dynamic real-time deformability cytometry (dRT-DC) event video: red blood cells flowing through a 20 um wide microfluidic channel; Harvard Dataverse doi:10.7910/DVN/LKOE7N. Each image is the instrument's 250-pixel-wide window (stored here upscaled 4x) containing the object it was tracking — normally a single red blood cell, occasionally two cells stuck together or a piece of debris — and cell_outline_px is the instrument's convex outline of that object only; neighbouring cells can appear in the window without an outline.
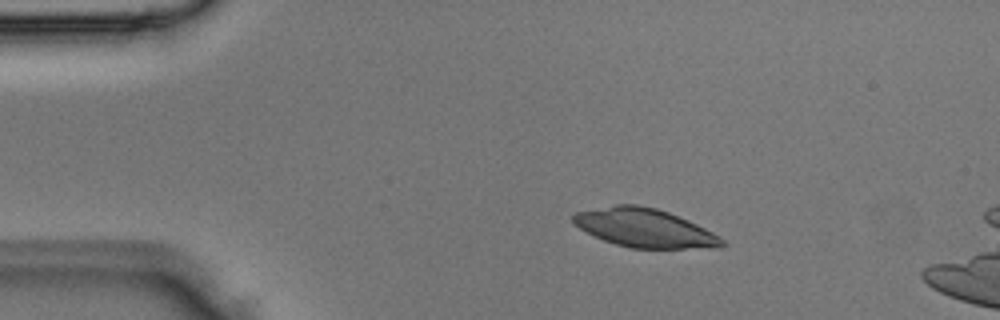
{"species": "Egyptian fruit bat (a non-hibernating species)", "species_latin": "Rousettus aegyptiacus", "temperature_condition": "room temperature", "stored_images_in_passage": 4, "camera_frame_rate_fps": 3000, "um_per_image_px": 0.085, "animal": {"sex": "male"}, "frame": {"image": 1, "passage_image": 2, "time_ms": 0.333, "image_size_px": [1000, 320], "cell_outline_px": [[724, 244], [720, 248], [632, 248], [616, 244], [604, 240], [580, 228], [572, 220], [572, 216], [576, 212], [616, 204], [636, 204], [656, 208], [668, 212], [688, 220], [720, 236], [724, 240]], "centroid_in_image_um": [54.81, 19.37], "position_along_channel_um": 30.2, "area_um2": 33.18}}